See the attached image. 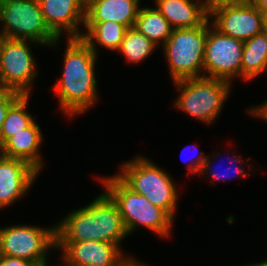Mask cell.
<instances>
[{
    "mask_svg": "<svg viewBox=\"0 0 267 266\" xmlns=\"http://www.w3.org/2000/svg\"><path fill=\"white\" fill-rule=\"evenodd\" d=\"M158 46L149 40L136 28H127L118 52H121L127 62L138 64L148 58Z\"/></svg>",
    "mask_w": 267,
    "mask_h": 266,
    "instance_id": "21",
    "label": "cell"
},
{
    "mask_svg": "<svg viewBox=\"0 0 267 266\" xmlns=\"http://www.w3.org/2000/svg\"><path fill=\"white\" fill-rule=\"evenodd\" d=\"M209 19L220 33L243 42L265 30L264 14L253 2L217 7L209 12Z\"/></svg>",
    "mask_w": 267,
    "mask_h": 266,
    "instance_id": "11",
    "label": "cell"
},
{
    "mask_svg": "<svg viewBox=\"0 0 267 266\" xmlns=\"http://www.w3.org/2000/svg\"><path fill=\"white\" fill-rule=\"evenodd\" d=\"M43 141V134L38 123L21 130L11 136L1 147L0 155L26 161L39 173L44 165L39 149Z\"/></svg>",
    "mask_w": 267,
    "mask_h": 266,
    "instance_id": "15",
    "label": "cell"
},
{
    "mask_svg": "<svg viewBox=\"0 0 267 266\" xmlns=\"http://www.w3.org/2000/svg\"><path fill=\"white\" fill-rule=\"evenodd\" d=\"M241 266H267V258L266 260L264 259V261H261L259 263H251V264L241 265Z\"/></svg>",
    "mask_w": 267,
    "mask_h": 266,
    "instance_id": "31",
    "label": "cell"
},
{
    "mask_svg": "<svg viewBox=\"0 0 267 266\" xmlns=\"http://www.w3.org/2000/svg\"><path fill=\"white\" fill-rule=\"evenodd\" d=\"M180 91L174 106L205 124H212L221 114L230 95L232 83L221 79L199 77L173 82Z\"/></svg>",
    "mask_w": 267,
    "mask_h": 266,
    "instance_id": "5",
    "label": "cell"
},
{
    "mask_svg": "<svg viewBox=\"0 0 267 266\" xmlns=\"http://www.w3.org/2000/svg\"><path fill=\"white\" fill-rule=\"evenodd\" d=\"M22 96L19 92L1 89L0 90V147H1V128L6 118L9 108Z\"/></svg>",
    "mask_w": 267,
    "mask_h": 266,
    "instance_id": "24",
    "label": "cell"
},
{
    "mask_svg": "<svg viewBox=\"0 0 267 266\" xmlns=\"http://www.w3.org/2000/svg\"><path fill=\"white\" fill-rule=\"evenodd\" d=\"M0 266H37L27 259L0 254Z\"/></svg>",
    "mask_w": 267,
    "mask_h": 266,
    "instance_id": "26",
    "label": "cell"
},
{
    "mask_svg": "<svg viewBox=\"0 0 267 266\" xmlns=\"http://www.w3.org/2000/svg\"><path fill=\"white\" fill-rule=\"evenodd\" d=\"M39 172L26 161L0 155V209L21 200Z\"/></svg>",
    "mask_w": 267,
    "mask_h": 266,
    "instance_id": "14",
    "label": "cell"
},
{
    "mask_svg": "<svg viewBox=\"0 0 267 266\" xmlns=\"http://www.w3.org/2000/svg\"><path fill=\"white\" fill-rule=\"evenodd\" d=\"M48 266V264L46 265ZM56 266V265H55ZM57 266H70V265H67L64 261H63V264L60 263V265H57Z\"/></svg>",
    "mask_w": 267,
    "mask_h": 266,
    "instance_id": "33",
    "label": "cell"
},
{
    "mask_svg": "<svg viewBox=\"0 0 267 266\" xmlns=\"http://www.w3.org/2000/svg\"><path fill=\"white\" fill-rule=\"evenodd\" d=\"M265 30L267 31V17H265Z\"/></svg>",
    "mask_w": 267,
    "mask_h": 266,
    "instance_id": "34",
    "label": "cell"
},
{
    "mask_svg": "<svg viewBox=\"0 0 267 266\" xmlns=\"http://www.w3.org/2000/svg\"><path fill=\"white\" fill-rule=\"evenodd\" d=\"M267 70V31L244 41L241 59V78L252 80Z\"/></svg>",
    "mask_w": 267,
    "mask_h": 266,
    "instance_id": "19",
    "label": "cell"
},
{
    "mask_svg": "<svg viewBox=\"0 0 267 266\" xmlns=\"http://www.w3.org/2000/svg\"><path fill=\"white\" fill-rule=\"evenodd\" d=\"M248 113L251 114L250 116L257 117L261 120L267 122V100L263 101L262 104L253 106L248 110Z\"/></svg>",
    "mask_w": 267,
    "mask_h": 266,
    "instance_id": "28",
    "label": "cell"
},
{
    "mask_svg": "<svg viewBox=\"0 0 267 266\" xmlns=\"http://www.w3.org/2000/svg\"><path fill=\"white\" fill-rule=\"evenodd\" d=\"M254 5L267 17V0H253Z\"/></svg>",
    "mask_w": 267,
    "mask_h": 266,
    "instance_id": "30",
    "label": "cell"
},
{
    "mask_svg": "<svg viewBox=\"0 0 267 266\" xmlns=\"http://www.w3.org/2000/svg\"><path fill=\"white\" fill-rule=\"evenodd\" d=\"M116 175L129 188L162 208L174 220L179 192L168 172L143 155H137L122 163Z\"/></svg>",
    "mask_w": 267,
    "mask_h": 266,
    "instance_id": "4",
    "label": "cell"
},
{
    "mask_svg": "<svg viewBox=\"0 0 267 266\" xmlns=\"http://www.w3.org/2000/svg\"><path fill=\"white\" fill-rule=\"evenodd\" d=\"M97 55L81 38H68L62 77L54 86L60 109L69 117L82 115L98 101Z\"/></svg>",
    "mask_w": 267,
    "mask_h": 266,
    "instance_id": "1",
    "label": "cell"
},
{
    "mask_svg": "<svg viewBox=\"0 0 267 266\" xmlns=\"http://www.w3.org/2000/svg\"><path fill=\"white\" fill-rule=\"evenodd\" d=\"M252 1L253 0H205V5L209 13L212 9L223 5L246 4Z\"/></svg>",
    "mask_w": 267,
    "mask_h": 266,
    "instance_id": "27",
    "label": "cell"
},
{
    "mask_svg": "<svg viewBox=\"0 0 267 266\" xmlns=\"http://www.w3.org/2000/svg\"><path fill=\"white\" fill-rule=\"evenodd\" d=\"M173 29L201 26L208 18L205 0H154Z\"/></svg>",
    "mask_w": 267,
    "mask_h": 266,
    "instance_id": "17",
    "label": "cell"
},
{
    "mask_svg": "<svg viewBox=\"0 0 267 266\" xmlns=\"http://www.w3.org/2000/svg\"><path fill=\"white\" fill-rule=\"evenodd\" d=\"M100 181L116 203L128 235L141 226L162 238L170 236L174 220L162 208L133 191L116 174L100 178Z\"/></svg>",
    "mask_w": 267,
    "mask_h": 266,
    "instance_id": "3",
    "label": "cell"
},
{
    "mask_svg": "<svg viewBox=\"0 0 267 266\" xmlns=\"http://www.w3.org/2000/svg\"><path fill=\"white\" fill-rule=\"evenodd\" d=\"M55 226L56 242L94 240L121 246L128 236L116 203L105 191L85 207L70 211Z\"/></svg>",
    "mask_w": 267,
    "mask_h": 266,
    "instance_id": "2",
    "label": "cell"
},
{
    "mask_svg": "<svg viewBox=\"0 0 267 266\" xmlns=\"http://www.w3.org/2000/svg\"><path fill=\"white\" fill-rule=\"evenodd\" d=\"M3 36L0 34V49H1V45H2V42H3Z\"/></svg>",
    "mask_w": 267,
    "mask_h": 266,
    "instance_id": "32",
    "label": "cell"
},
{
    "mask_svg": "<svg viewBox=\"0 0 267 266\" xmlns=\"http://www.w3.org/2000/svg\"><path fill=\"white\" fill-rule=\"evenodd\" d=\"M186 147H188V146H186ZM186 147H184L183 149H186ZM197 151H199V150L197 149ZM197 151L195 150V152H197ZM183 153H184V150L181 151V154H183ZM206 157H207V155L202 153V151H199L198 156H196V154L194 156H192V158H191L192 160L190 159L191 161L186 157L184 163H186V165H187V168L189 170L188 173H190L191 175H195V176L198 173V175H199L201 172V169L203 167L204 161L206 160ZM188 160H189V162H188Z\"/></svg>",
    "mask_w": 267,
    "mask_h": 266,
    "instance_id": "25",
    "label": "cell"
},
{
    "mask_svg": "<svg viewBox=\"0 0 267 266\" xmlns=\"http://www.w3.org/2000/svg\"><path fill=\"white\" fill-rule=\"evenodd\" d=\"M56 250L70 266H116L126 257L118 244L94 240L56 242Z\"/></svg>",
    "mask_w": 267,
    "mask_h": 266,
    "instance_id": "12",
    "label": "cell"
},
{
    "mask_svg": "<svg viewBox=\"0 0 267 266\" xmlns=\"http://www.w3.org/2000/svg\"><path fill=\"white\" fill-rule=\"evenodd\" d=\"M0 23L4 38L31 40L55 48L61 41L47 27L38 0H0Z\"/></svg>",
    "mask_w": 267,
    "mask_h": 266,
    "instance_id": "7",
    "label": "cell"
},
{
    "mask_svg": "<svg viewBox=\"0 0 267 266\" xmlns=\"http://www.w3.org/2000/svg\"><path fill=\"white\" fill-rule=\"evenodd\" d=\"M31 95H22L8 110L1 128V146L13 135L31 126L35 119L26 111Z\"/></svg>",
    "mask_w": 267,
    "mask_h": 266,
    "instance_id": "22",
    "label": "cell"
},
{
    "mask_svg": "<svg viewBox=\"0 0 267 266\" xmlns=\"http://www.w3.org/2000/svg\"><path fill=\"white\" fill-rule=\"evenodd\" d=\"M207 19L203 77L231 81L241 76L244 42L220 33Z\"/></svg>",
    "mask_w": 267,
    "mask_h": 266,
    "instance_id": "10",
    "label": "cell"
},
{
    "mask_svg": "<svg viewBox=\"0 0 267 266\" xmlns=\"http://www.w3.org/2000/svg\"><path fill=\"white\" fill-rule=\"evenodd\" d=\"M242 161L244 163V160L242 159L241 155L240 156H235L234 159L232 160L233 165H235V166L227 167L226 168V173H225V170L222 171V172L218 171L219 170V169H217V168H219L218 166H217V168L213 169L214 167H212L213 166L212 165V160H211L210 156H207L206 160L204 161L203 167L201 169L200 175L203 176V175H208L209 174V176H206V177L212 178V181H211L212 185L215 184V182L217 180L219 181V180H222V179L223 180L224 179H232L233 175H235L234 177H242L243 175L245 176V173H246L245 169L246 168H244V167H246L245 164L247 163V162H245L244 166L243 165L241 166L240 164H243V163H241ZM230 165H232V163ZM234 172H236V173H234Z\"/></svg>",
    "mask_w": 267,
    "mask_h": 266,
    "instance_id": "23",
    "label": "cell"
},
{
    "mask_svg": "<svg viewBox=\"0 0 267 266\" xmlns=\"http://www.w3.org/2000/svg\"><path fill=\"white\" fill-rule=\"evenodd\" d=\"M207 20L198 27L176 28L162 46L172 82L203 77Z\"/></svg>",
    "mask_w": 267,
    "mask_h": 266,
    "instance_id": "6",
    "label": "cell"
},
{
    "mask_svg": "<svg viewBox=\"0 0 267 266\" xmlns=\"http://www.w3.org/2000/svg\"><path fill=\"white\" fill-rule=\"evenodd\" d=\"M29 43L39 45L31 40L3 38L0 49L1 88L30 95L38 67Z\"/></svg>",
    "mask_w": 267,
    "mask_h": 266,
    "instance_id": "9",
    "label": "cell"
},
{
    "mask_svg": "<svg viewBox=\"0 0 267 266\" xmlns=\"http://www.w3.org/2000/svg\"><path fill=\"white\" fill-rule=\"evenodd\" d=\"M116 266H146L144 263L137 261L133 256H127L120 261Z\"/></svg>",
    "mask_w": 267,
    "mask_h": 266,
    "instance_id": "29",
    "label": "cell"
},
{
    "mask_svg": "<svg viewBox=\"0 0 267 266\" xmlns=\"http://www.w3.org/2000/svg\"><path fill=\"white\" fill-rule=\"evenodd\" d=\"M56 250V226L10 225L0 228V254L46 266L50 250Z\"/></svg>",
    "mask_w": 267,
    "mask_h": 266,
    "instance_id": "8",
    "label": "cell"
},
{
    "mask_svg": "<svg viewBox=\"0 0 267 266\" xmlns=\"http://www.w3.org/2000/svg\"><path fill=\"white\" fill-rule=\"evenodd\" d=\"M85 33L81 39L97 55V46H102L111 51H117L124 38L127 28L114 21L85 22ZM97 44V45H96Z\"/></svg>",
    "mask_w": 267,
    "mask_h": 266,
    "instance_id": "18",
    "label": "cell"
},
{
    "mask_svg": "<svg viewBox=\"0 0 267 266\" xmlns=\"http://www.w3.org/2000/svg\"><path fill=\"white\" fill-rule=\"evenodd\" d=\"M44 21L49 30L61 39L64 31L68 38H81L80 25L85 26L84 0H38ZM82 23V24H81Z\"/></svg>",
    "mask_w": 267,
    "mask_h": 266,
    "instance_id": "13",
    "label": "cell"
},
{
    "mask_svg": "<svg viewBox=\"0 0 267 266\" xmlns=\"http://www.w3.org/2000/svg\"><path fill=\"white\" fill-rule=\"evenodd\" d=\"M134 28L144 34L149 40L157 46L164 45L170 37L173 28L167 19L155 7H141Z\"/></svg>",
    "mask_w": 267,
    "mask_h": 266,
    "instance_id": "20",
    "label": "cell"
},
{
    "mask_svg": "<svg viewBox=\"0 0 267 266\" xmlns=\"http://www.w3.org/2000/svg\"><path fill=\"white\" fill-rule=\"evenodd\" d=\"M141 0H89L85 22L114 21L126 28L134 27Z\"/></svg>",
    "mask_w": 267,
    "mask_h": 266,
    "instance_id": "16",
    "label": "cell"
}]
</instances>
